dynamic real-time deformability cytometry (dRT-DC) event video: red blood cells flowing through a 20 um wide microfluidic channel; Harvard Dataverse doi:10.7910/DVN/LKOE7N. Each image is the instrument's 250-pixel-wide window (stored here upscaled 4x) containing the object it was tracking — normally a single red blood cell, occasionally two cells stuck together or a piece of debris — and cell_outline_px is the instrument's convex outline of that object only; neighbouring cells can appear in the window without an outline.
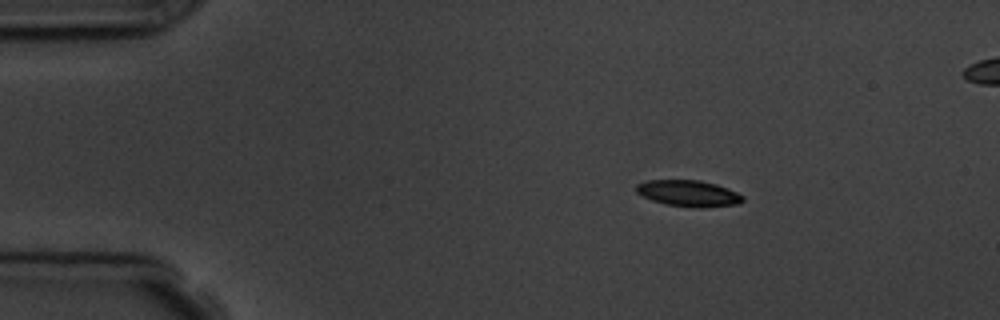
{"species": "common noctule bat (a hibernating species)", "species_latin": "Nyctalus noctula", "temperature_condition": "room temperature", "stored_images_in_passage": 5, "camera_frame_rate_fps": 3000, "um_per_image_px": 0.085, "animal": {"sex": "male", "body_mass_g": 19.5, "forearm_length_mm": 54.6}, "frame": {"image": 1, "passage_image": 2, "time_ms": 1.0, "image_size_px": [1000, 320], "cell_outline_px": [[744, 200], [740, 204], [700, 208], [696, 208], [664, 204], [652, 200], [636, 192], [636, 184], [648, 180], [700, 180], [716, 184], [728, 188], [744, 196]], "centroid_in_image_um": [58.55, 16.44], "position_along_channel_um": 26.4, "area_um2": 16.42}}